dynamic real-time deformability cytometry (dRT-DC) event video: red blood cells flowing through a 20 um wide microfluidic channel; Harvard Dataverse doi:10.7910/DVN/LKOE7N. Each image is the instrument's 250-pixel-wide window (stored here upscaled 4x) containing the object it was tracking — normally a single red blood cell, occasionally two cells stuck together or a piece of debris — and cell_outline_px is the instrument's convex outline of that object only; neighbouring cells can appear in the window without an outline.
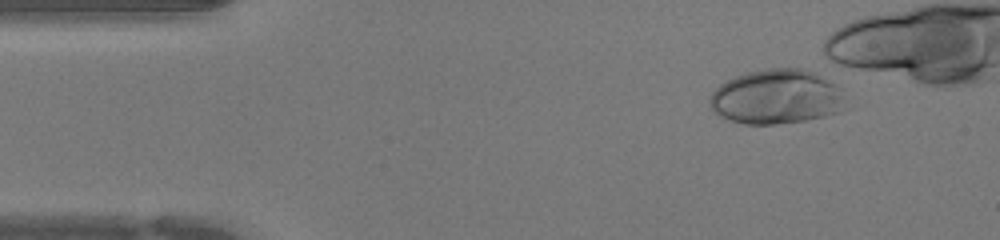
{"species": "human", "species_latin": "Homo sapiens", "temperature_condition": "warm", "stored_images_in_passage": 32, "camera_frame_rate_fps": 3000, "um_per_image_px": 0.085, "donor": {"sex": "female"}, "frame": {"image": 1, "passage_image": 1, "time_ms": 0.0, "image_size_px": [1000, 240], "cell_outline_px": [[844, 100], [840, 112], [824, 116], [804, 120], [776, 124], [744, 124], [720, 116], [712, 112], [708, 104], [708, 100], [712, 92], [720, 84], [736, 76], [748, 72], [764, 68], [804, 68], [816, 72], [836, 84], [840, 88]], "centroid_in_image_um": [65.98, 8.22], "position_along_channel_um": 19.0, "area_um2": 43.35}}
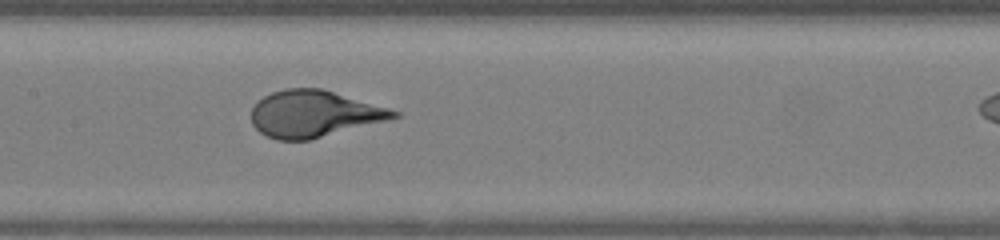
{"frame": {"image": 2, "passage_image": 17, "time_ms": 5.333, "image_size_px": [1000, 240], "cell_outline_px": [[400, 116], [388, 120], [308, 140], [276, 140], [260, 132], [252, 124], [252, 108], [264, 96], [272, 92], [284, 88], [320, 88], [388, 108], [400, 112]], "centroid_in_image_um": [26.67, 9.68], "position_along_channel_um": 180.7, "area_um2": 38.21}}
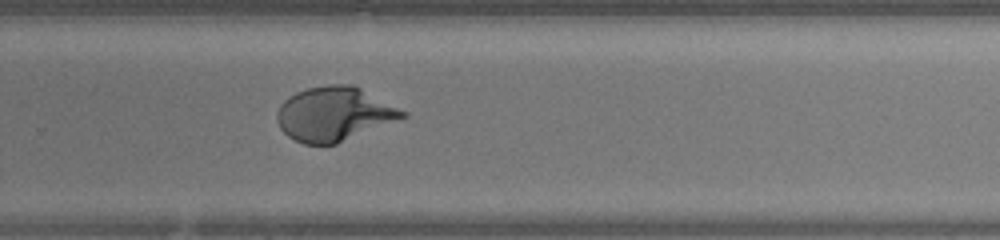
{"frame": {"image": 3, "passage_image": 25, "time_ms": 8.0, "image_size_px": [1000, 240], "cell_outline_px": [[408, 116], [336, 144], [304, 144], [288, 136], [280, 128], [276, 120], [276, 112], [280, 104], [288, 96], [296, 92], [308, 88], [328, 84], [352, 84], [408, 112]], "centroid_in_image_um": [28.39, 9.68], "position_along_channel_um": 301.4, "area_um2": 39.54}}